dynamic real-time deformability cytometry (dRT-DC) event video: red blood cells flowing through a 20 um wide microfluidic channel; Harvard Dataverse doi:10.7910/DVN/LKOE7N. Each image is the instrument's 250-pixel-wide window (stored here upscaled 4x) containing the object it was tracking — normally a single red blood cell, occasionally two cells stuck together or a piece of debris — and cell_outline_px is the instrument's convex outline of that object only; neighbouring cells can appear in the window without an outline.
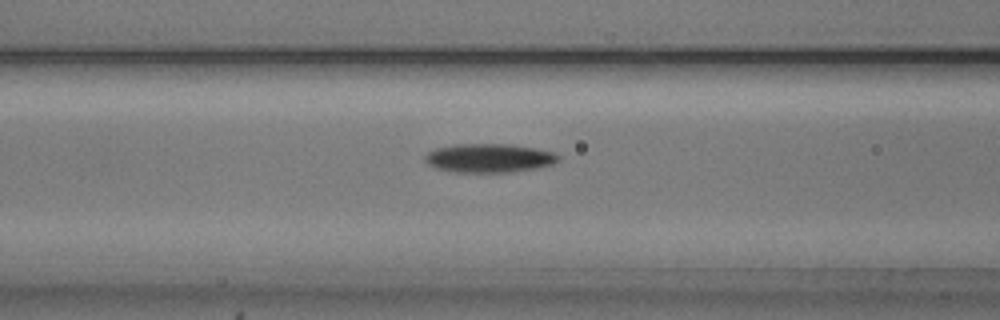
{"species": "common noctule bat (a hibernating species)", "species_latin": "Nyctalus noctula", "temperature_condition": "cold", "stored_images_in_passage": 53, "camera_frame_rate_fps": 3000, "um_per_image_px": 0.085, "animal": {"sex": "male", "body_mass_g": 20.5, "forearm_length_mm": 52.5}, "frame": {"image": 1, "passage_image": 21, "time_ms": 6.667, "image_size_px": [1000, 320], "cell_outline_px": [[560, 160], [552, 164], [536, 168], [512, 172], [456, 172], [436, 168], [428, 164], [424, 160], [424, 156], [428, 152], [436, 148], [452, 144], [512, 144], [536, 148], [556, 152], [560, 156]], "centroid_in_image_um": [41.6, 13.42], "position_along_channel_um": 125.0, "area_um2": 22.6}}
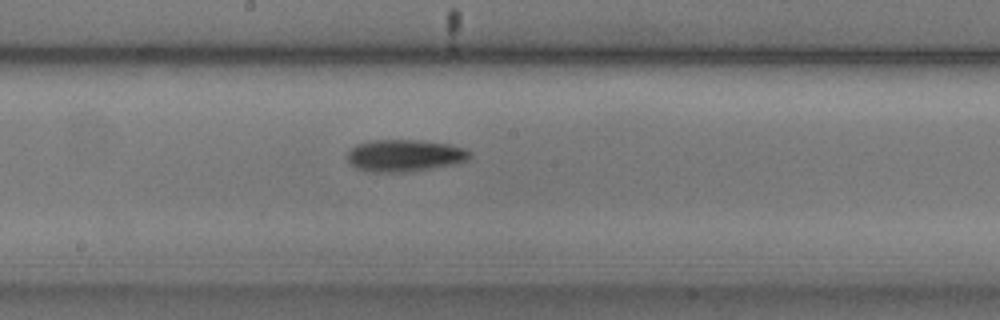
{"frame": {"image": 2, "passage_image": 28, "time_ms": 9.0, "image_size_px": [1000, 320], "cell_outline_px": [[472, 156], [468, 160], [428, 168], [404, 172], [372, 172], [356, 168], [348, 160], [348, 152], [356, 144], [372, 140], [416, 140], [448, 144], [464, 148], [472, 152]], "centroid_in_image_um": [34.38, 13.21], "position_along_channel_um": 213.8, "area_um2": 22.48}}
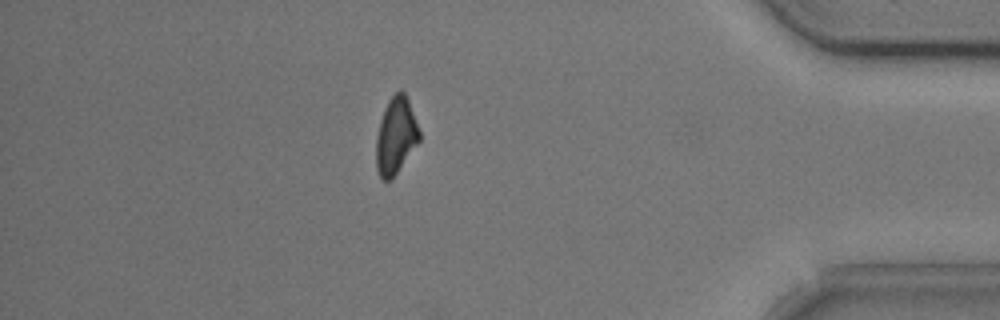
{"frame": {"image": 3, "passage_image": 46, "time_ms": 15.0, "image_size_px": [1000, 320], "cell_outline_px": [[420, 140], [396, 172], [388, 180], [384, 180], [380, 176], [376, 168], [376, 136], [380, 120], [384, 108], [388, 100], [400, 88], [404, 92], [408, 100], [420, 132]], "centroid_in_image_um": [33.63, 11.5], "position_along_channel_um": 401.6, "area_um2": 18.96}, "authors_computed_cell_mechanics": {"area_um2": 20.4034, "velocity_mm_per_s": 3.8045, "shape_relaxation_time_tau1_ms": 2.3934, "shape_relaxation_time_tau2_ms": null, "deformation_change_tau1": 0.0991, "deformation_change_tau2": null}}